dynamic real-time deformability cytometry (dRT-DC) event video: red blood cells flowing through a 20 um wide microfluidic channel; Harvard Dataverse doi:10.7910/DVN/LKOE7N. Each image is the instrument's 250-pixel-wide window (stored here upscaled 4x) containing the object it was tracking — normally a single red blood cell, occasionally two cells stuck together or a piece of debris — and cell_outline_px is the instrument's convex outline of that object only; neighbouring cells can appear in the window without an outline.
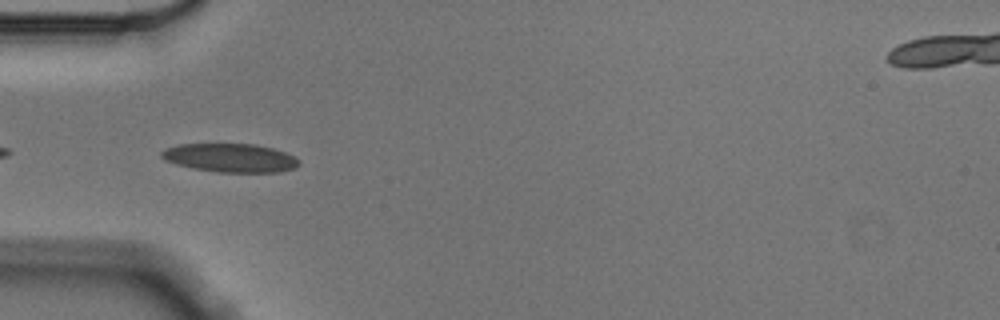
{"species": "Egyptian fruit bat (a non-hibernating species)", "species_latin": "Rousettus aegyptiacus", "temperature_condition": "cold", "stored_images_in_passage": 26, "camera_frame_rate_fps": 3000, "um_per_image_px": 0.085, "animal": {"sex": "male"}, "frame": {"image": 1, "passage_image": 2, "time_ms": 0.333, "image_size_px": [1000, 320], "cell_outline_px": [[300, 164], [296, 168], [280, 172], [216, 172], [192, 168], [176, 164], [164, 160], [160, 156], [160, 152], [164, 148], [176, 144], [256, 144], [272, 148], [284, 152], [300, 160]], "centroid_in_image_um": [19.54, 13.42], "position_along_channel_um": 65.5, "area_um2": 23.12}}
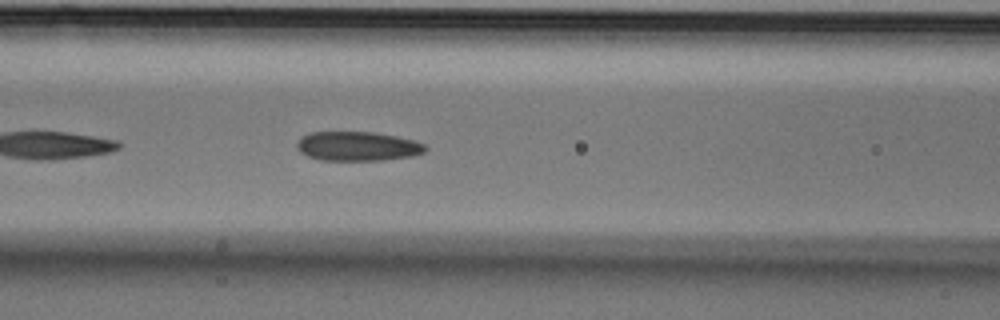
{"frame": {"image": 2, "passage_image": 8, "time_ms": 2.333, "image_size_px": [1000, 320], "cell_outline_px": [[428, 148], [424, 152], [412, 156], [384, 160], [320, 160], [308, 156], [300, 152], [296, 148], [296, 144], [304, 136], [312, 132], [372, 132], [396, 136], [412, 140], [424, 144]], "centroid_in_image_um": [30.4, 12.44], "position_along_channel_um": 136.2, "area_um2": 21.79}}
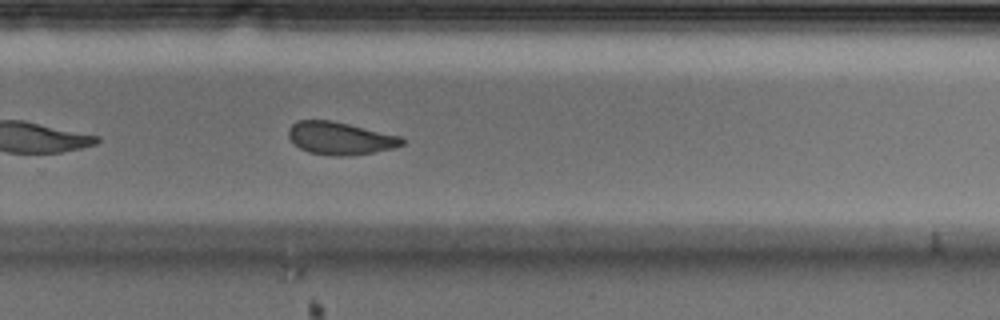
{"frame": {"image": 3, "passage_image": 22, "time_ms": 7.0, "image_size_px": [1000, 320], "cell_outline_px": [[404, 144], [392, 148], [372, 152], [344, 156], [332, 156], [308, 152], [300, 148], [288, 136], [288, 128], [296, 120], [332, 120], [400, 136], [404, 140]], "centroid_in_image_um": [28.88, 11.74], "position_along_channel_um": 300.9, "area_um2": 21.44}}